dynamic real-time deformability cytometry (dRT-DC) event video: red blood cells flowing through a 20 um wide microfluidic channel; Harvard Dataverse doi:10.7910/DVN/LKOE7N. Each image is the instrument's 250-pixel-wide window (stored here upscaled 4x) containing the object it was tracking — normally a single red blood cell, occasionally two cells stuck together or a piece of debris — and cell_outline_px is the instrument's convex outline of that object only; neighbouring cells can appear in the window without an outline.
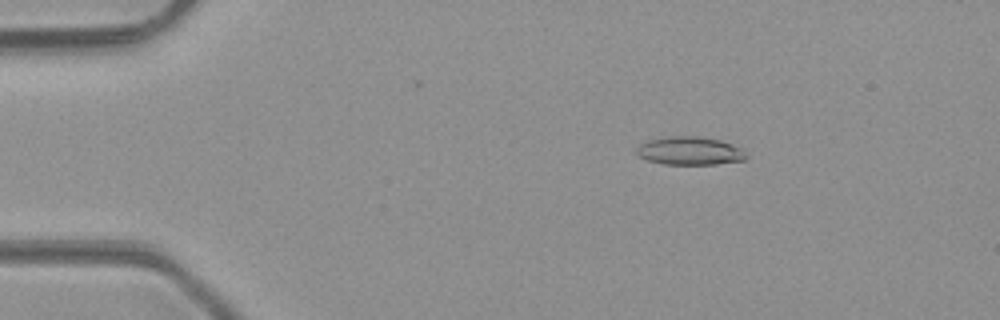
{"species": "common noctule bat (a hibernating species)", "species_latin": "Nyctalus noctula", "temperature_condition": "room temperature", "stored_images_in_passage": 43, "camera_frame_rate_fps": 3000, "um_per_image_px": 0.085, "animal": {"sex": "male", "body_mass_g": 23.1, "forearm_length_mm": 52.7}, "frame": {"image": 1, "passage_image": 4, "time_ms": 1.0, "image_size_px": [1000, 320], "cell_outline_px": [[748, 156], [744, 160], [716, 164], [664, 164], [648, 160], [640, 156], [636, 152], [636, 148], [640, 144], [648, 140], [672, 136], [696, 136], [720, 140], [744, 148]], "centroid_in_image_um": [58.68, 12.82], "position_along_channel_um": 26.3, "area_um2": 18.03}}
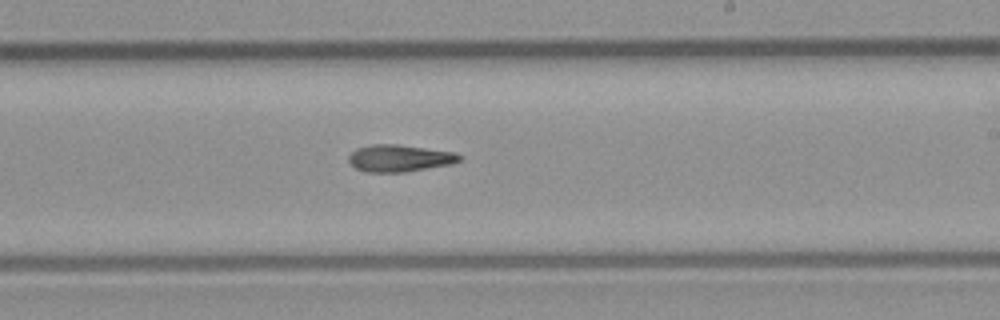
{"frame": {"image": 2, "passage_image": 25, "time_ms": 8.0, "image_size_px": [1000, 320], "cell_outline_px": [[460, 160], [452, 164], [404, 172], [364, 172], [356, 168], [348, 160], [348, 156], [356, 148], [372, 144], [396, 144], [456, 152], [460, 156]], "centroid_in_image_um": [33.94, 13.44], "position_along_channel_um": 255.1, "area_um2": 17.4}}
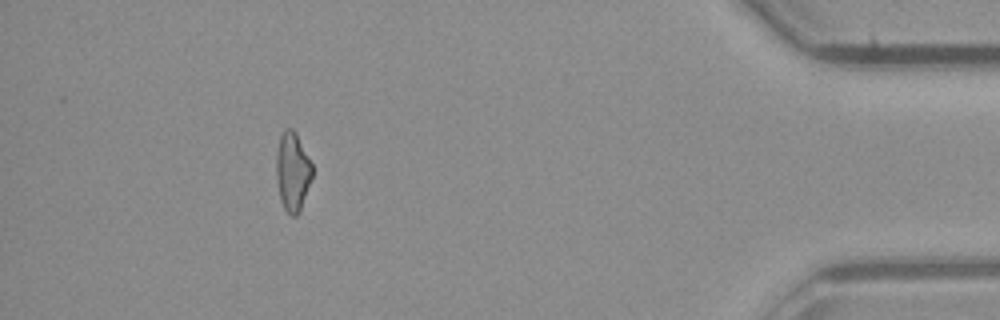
{"frame": {"image": 3, "passage_image": 40, "time_ms": 13.0, "image_size_px": [1000, 320], "cell_outline_px": [[312, 176], [300, 212], [296, 216], [292, 216], [284, 208], [280, 200], [276, 180], [276, 152], [280, 136], [284, 128], [292, 128], [296, 132], [312, 164]], "centroid_in_image_um": [24.85, 14.57], "position_along_channel_um": 410.3, "area_um2": 16.65}}